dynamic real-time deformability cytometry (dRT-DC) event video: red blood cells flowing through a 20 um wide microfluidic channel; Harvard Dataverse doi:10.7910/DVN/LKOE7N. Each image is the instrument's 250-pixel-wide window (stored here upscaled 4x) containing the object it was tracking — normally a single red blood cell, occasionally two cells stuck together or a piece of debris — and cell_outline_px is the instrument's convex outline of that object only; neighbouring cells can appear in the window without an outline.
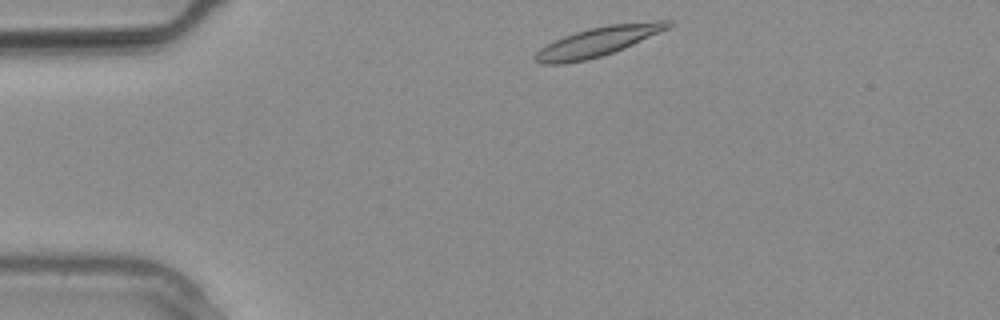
{"species": "common noctule bat (a hibernating species)", "species_latin": "Nyctalus noctula", "temperature_condition": "warm", "stored_images_in_passage": 4, "camera_frame_rate_fps": 3000, "um_per_image_px": 0.085, "animal": {"sex": "male", "body_mass_g": 20.4}, "frame": {"image": 1, "passage_image": 1, "time_ms": 0.0, "image_size_px": [1000, 320], "cell_outline_px": [[672, 24], [668, 28], [624, 48], [588, 60], [564, 64], [544, 64], [536, 60], [536, 52], [540, 48], [564, 36], [588, 28], [608, 24], [656, 20], [672, 20]], "centroid_in_image_um": [50.85, 3.52], "position_along_channel_um": 34.1, "area_um2": 22.48}}